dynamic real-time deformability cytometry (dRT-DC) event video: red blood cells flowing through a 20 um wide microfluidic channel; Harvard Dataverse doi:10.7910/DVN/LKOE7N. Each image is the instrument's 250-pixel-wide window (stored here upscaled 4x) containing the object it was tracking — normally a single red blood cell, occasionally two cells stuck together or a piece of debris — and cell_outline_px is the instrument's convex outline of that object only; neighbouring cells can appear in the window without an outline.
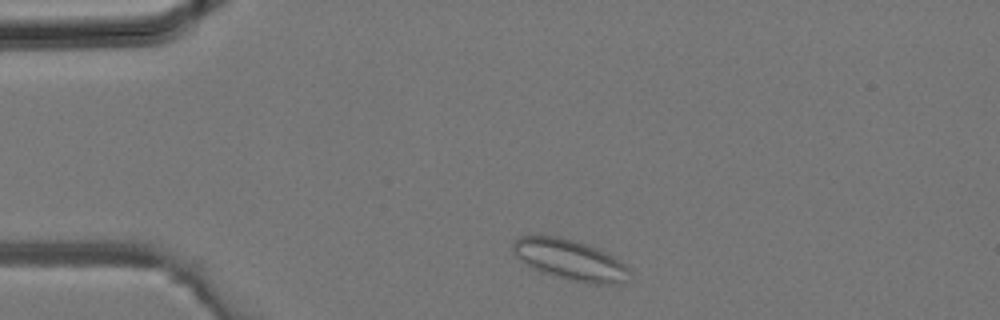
{"species": "common noctule bat (a hibernating species)", "species_latin": "Nyctalus noctula", "temperature_condition": "room temperature", "stored_images_in_passage": 26, "camera_frame_rate_fps": 3000, "um_per_image_px": 0.085, "animal": {"sex": "male", "body_mass_g": 19.2, "forearm_length_mm": 51.8}, "frame": {"image": 1, "passage_image": 2, "time_ms": 0.333, "image_size_px": [1000, 320], "cell_outline_px": [[628, 272], [620, 284], [592, 284], [568, 280], [540, 272], [532, 268], [516, 256], [512, 248], [512, 244], [520, 236], [556, 236], [572, 240], [596, 248], [612, 256], [624, 264], [628, 268]], "centroid_in_image_um": [48.4, 22.1], "position_along_channel_um": 36.6, "area_um2": 26.99}}
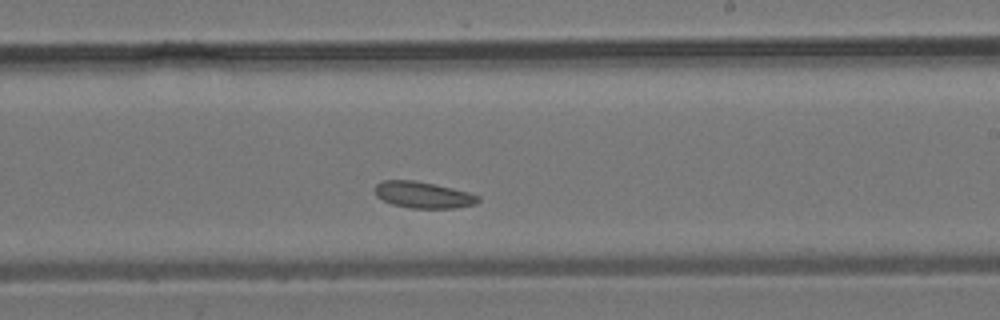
{"frame": {"image": 2, "passage_image": 16, "time_ms": 5.0, "image_size_px": [1000, 320], "cell_outline_px": [[480, 200], [476, 204], [452, 208], [408, 208], [392, 204], [376, 196], [376, 184], [384, 180], [412, 180], [452, 188], [468, 192], [480, 196]], "centroid_in_image_um": [35.98, 16.57], "position_along_channel_um": 253.0, "area_um2": 15.72}}
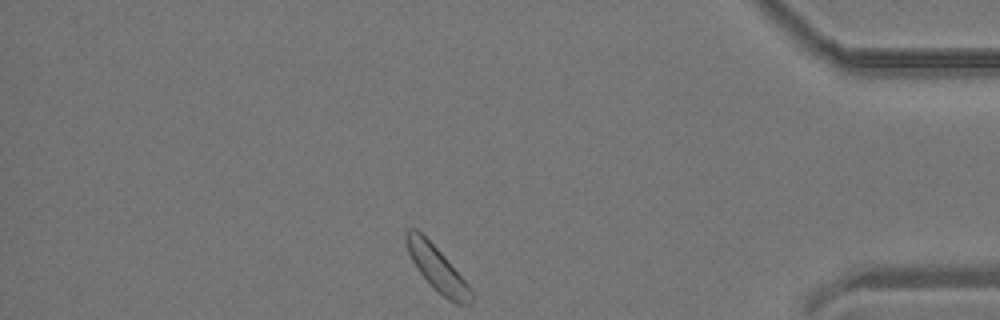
{"frame": {"image": 3, "passage_image": 26, "time_ms": 8.333, "image_size_px": [1000, 320], "cell_outline_px": [[472, 304], [456, 304], [448, 300], [416, 268], [408, 252], [404, 236], [408, 228], [416, 228], [444, 256], [472, 288]], "centroid_in_image_um": [37.17, 22.82], "position_along_channel_um": 398.0, "area_um2": 16.47}}